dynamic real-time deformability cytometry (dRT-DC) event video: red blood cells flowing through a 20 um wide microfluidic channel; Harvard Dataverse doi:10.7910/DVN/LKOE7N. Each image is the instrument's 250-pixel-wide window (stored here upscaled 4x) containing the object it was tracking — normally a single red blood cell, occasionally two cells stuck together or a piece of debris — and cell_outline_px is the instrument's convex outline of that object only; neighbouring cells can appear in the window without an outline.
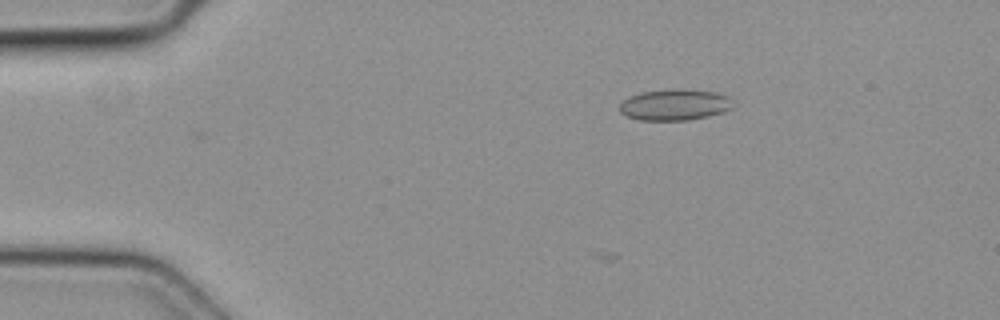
{"species": "common noctule bat (a hibernating species)", "species_latin": "Nyctalus noctula", "temperature_condition": "cold", "stored_images_in_passage": 2, "camera_frame_rate_fps": 3000, "um_per_image_px": 0.085, "animal": {"sex": "female", "body_mass_g": 19.3, "forearm_length_mm": 54.1}, "frame": {"image": 1, "passage_image": 2, "time_ms": 0.333, "image_size_px": [1000, 320], "cell_outline_px": [[736, 104], [732, 108], [724, 112], [708, 116], [688, 120], [640, 120], [628, 116], [620, 112], [620, 100], [628, 96], [640, 92], [672, 88], [680, 88], [720, 92], [728, 96]], "centroid_in_image_um": [57.38, 8.88], "position_along_channel_um": 27.6, "area_um2": 21.15}}